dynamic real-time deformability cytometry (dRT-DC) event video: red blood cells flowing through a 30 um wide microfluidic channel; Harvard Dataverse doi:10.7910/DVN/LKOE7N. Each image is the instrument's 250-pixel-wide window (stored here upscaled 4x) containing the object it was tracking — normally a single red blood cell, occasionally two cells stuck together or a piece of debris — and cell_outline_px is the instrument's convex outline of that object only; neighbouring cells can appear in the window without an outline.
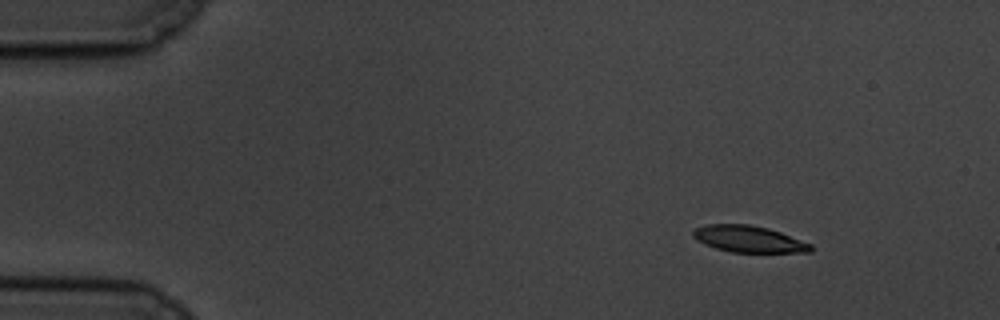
{"species": "common noctule bat (a hibernating species)", "species_latin": "Nyctalus noctula", "temperature_condition": "cold", "stored_images_in_passage": 52, "camera_frame_rate_fps": 3000, "um_per_image_px": 0.085, "animal": {"sex": "male", "body_mass_g": 19.5, "forearm_length_mm": 54.6}, "frame": {"image": 1, "passage_image": 1, "time_ms": 0.0, "image_size_px": [1000, 320], "cell_outline_px": [[812, 252], [732, 252], [716, 248], [704, 244], [696, 240], [692, 236], [692, 228], [708, 224], [748, 224], [768, 228], [780, 232], [812, 244]], "centroid_in_image_um": [63.6, 20.31], "position_along_channel_um": 21.4, "area_um2": 18.26}}
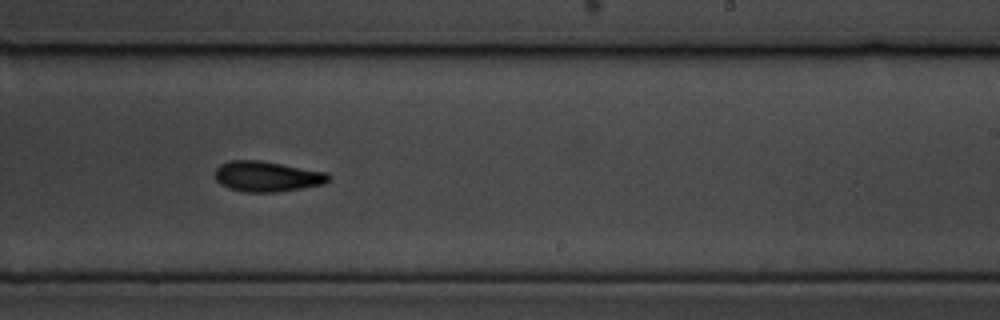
{"frame": {"image": 2, "passage_image": 30, "time_ms": 9.667, "image_size_px": [1000, 320], "cell_outline_px": [[332, 176], [324, 184], [276, 192], [244, 192], [228, 188], [220, 184], [216, 180], [216, 168], [220, 164], [228, 160], [260, 160], [328, 172]], "centroid_in_image_um": [22.7, 14.99], "position_along_channel_um": 266.3, "area_um2": 20.23}}
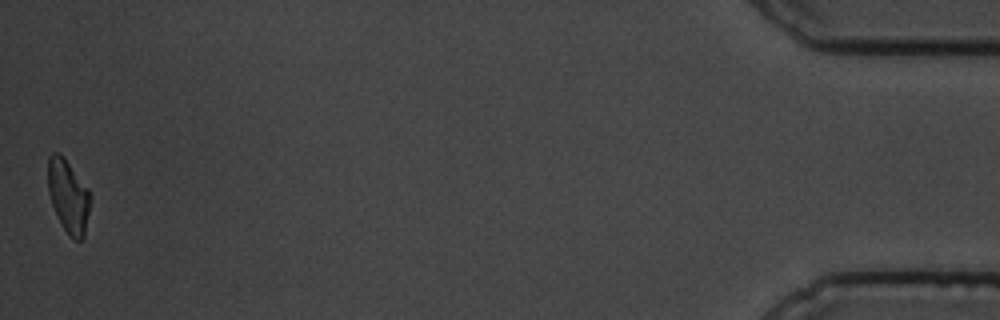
{"frame": {"image": 3, "passage_image": 52, "time_ms": 17.0, "image_size_px": [1000, 320], "cell_outline_px": [[92, 196], [84, 236], [80, 240], [72, 240], [68, 236], [52, 204], [48, 192], [48, 156], [52, 152], [60, 152], [64, 156], [88, 188]], "centroid_in_image_um": [5.82, 16.64], "position_along_channel_um": 429.4, "area_um2": 18.21}, "authors_computed_cell_mechanics": {"area_um2": 19.7098, "velocity_mm_per_s": 3.4377, "shape_relaxation_time_tau1_ms": 3.2332, "shape_relaxation_time_tau2_ms": null, "deformation_change_tau1": 0.1332, "deformation_change_tau2": null}}